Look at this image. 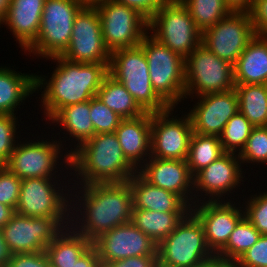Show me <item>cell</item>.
<instances>
[{
	"label": "cell",
	"mask_w": 267,
	"mask_h": 267,
	"mask_svg": "<svg viewBox=\"0 0 267 267\" xmlns=\"http://www.w3.org/2000/svg\"><path fill=\"white\" fill-rule=\"evenodd\" d=\"M69 182L71 181H68V189H74L75 193H70L75 198H70L73 203H70L69 226L91 242L101 234L132 220V193L128 181L93 183L79 187H70ZM77 188L80 190L75 191Z\"/></svg>",
	"instance_id": "obj_1"
},
{
	"label": "cell",
	"mask_w": 267,
	"mask_h": 267,
	"mask_svg": "<svg viewBox=\"0 0 267 267\" xmlns=\"http://www.w3.org/2000/svg\"><path fill=\"white\" fill-rule=\"evenodd\" d=\"M47 59L54 60L58 65L50 79L36 75L35 89H44L41 105L45 119L49 121L60 109L91 100L108 75L109 63H76L62 56Z\"/></svg>",
	"instance_id": "obj_2"
},
{
	"label": "cell",
	"mask_w": 267,
	"mask_h": 267,
	"mask_svg": "<svg viewBox=\"0 0 267 267\" xmlns=\"http://www.w3.org/2000/svg\"><path fill=\"white\" fill-rule=\"evenodd\" d=\"M72 169L75 178L81 179L71 183L74 186L126 182L137 172L125 158L115 133L95 134L75 148L70 154Z\"/></svg>",
	"instance_id": "obj_3"
},
{
	"label": "cell",
	"mask_w": 267,
	"mask_h": 267,
	"mask_svg": "<svg viewBox=\"0 0 267 267\" xmlns=\"http://www.w3.org/2000/svg\"><path fill=\"white\" fill-rule=\"evenodd\" d=\"M108 74L124 85L145 112H162L169 108L152 87L148 61L140 45L113 51Z\"/></svg>",
	"instance_id": "obj_4"
},
{
	"label": "cell",
	"mask_w": 267,
	"mask_h": 267,
	"mask_svg": "<svg viewBox=\"0 0 267 267\" xmlns=\"http://www.w3.org/2000/svg\"><path fill=\"white\" fill-rule=\"evenodd\" d=\"M148 34L140 46L148 61L152 87L169 107L176 108L185 98V59Z\"/></svg>",
	"instance_id": "obj_5"
},
{
	"label": "cell",
	"mask_w": 267,
	"mask_h": 267,
	"mask_svg": "<svg viewBox=\"0 0 267 267\" xmlns=\"http://www.w3.org/2000/svg\"><path fill=\"white\" fill-rule=\"evenodd\" d=\"M85 5L82 0H46L39 34L24 53L46 60L61 56L69 46L75 17Z\"/></svg>",
	"instance_id": "obj_6"
},
{
	"label": "cell",
	"mask_w": 267,
	"mask_h": 267,
	"mask_svg": "<svg viewBox=\"0 0 267 267\" xmlns=\"http://www.w3.org/2000/svg\"><path fill=\"white\" fill-rule=\"evenodd\" d=\"M213 255L202 224L191 211L157 245L158 267H193Z\"/></svg>",
	"instance_id": "obj_7"
},
{
	"label": "cell",
	"mask_w": 267,
	"mask_h": 267,
	"mask_svg": "<svg viewBox=\"0 0 267 267\" xmlns=\"http://www.w3.org/2000/svg\"><path fill=\"white\" fill-rule=\"evenodd\" d=\"M148 30L184 59L202 43V32L180 0H167L148 20Z\"/></svg>",
	"instance_id": "obj_8"
},
{
	"label": "cell",
	"mask_w": 267,
	"mask_h": 267,
	"mask_svg": "<svg viewBox=\"0 0 267 267\" xmlns=\"http://www.w3.org/2000/svg\"><path fill=\"white\" fill-rule=\"evenodd\" d=\"M233 69L201 43L185 59V98L235 89Z\"/></svg>",
	"instance_id": "obj_9"
},
{
	"label": "cell",
	"mask_w": 267,
	"mask_h": 267,
	"mask_svg": "<svg viewBox=\"0 0 267 267\" xmlns=\"http://www.w3.org/2000/svg\"><path fill=\"white\" fill-rule=\"evenodd\" d=\"M101 22L106 49L113 51L139 46L148 31V20L134 8L111 1L92 3Z\"/></svg>",
	"instance_id": "obj_10"
},
{
	"label": "cell",
	"mask_w": 267,
	"mask_h": 267,
	"mask_svg": "<svg viewBox=\"0 0 267 267\" xmlns=\"http://www.w3.org/2000/svg\"><path fill=\"white\" fill-rule=\"evenodd\" d=\"M70 224V216L29 217L14 213L2 227L11 254L42 252Z\"/></svg>",
	"instance_id": "obj_11"
},
{
	"label": "cell",
	"mask_w": 267,
	"mask_h": 267,
	"mask_svg": "<svg viewBox=\"0 0 267 267\" xmlns=\"http://www.w3.org/2000/svg\"><path fill=\"white\" fill-rule=\"evenodd\" d=\"M57 140L53 139L50 142V140L44 141V139H41L39 141L37 139V141L29 140L30 143L23 142V144L18 142L3 166L11 173L17 175L21 180L27 178H53V176L58 179L61 177L57 174L58 171H56L58 170L57 168L61 171L58 166L64 163L65 168H70V153H60L64 151L63 145L65 144L62 143L63 140ZM57 160H62L63 163L61 161L58 164L59 162ZM55 174L57 175L55 176Z\"/></svg>",
	"instance_id": "obj_12"
},
{
	"label": "cell",
	"mask_w": 267,
	"mask_h": 267,
	"mask_svg": "<svg viewBox=\"0 0 267 267\" xmlns=\"http://www.w3.org/2000/svg\"><path fill=\"white\" fill-rule=\"evenodd\" d=\"M67 188L66 181L63 186L56 178L23 179L15 212L29 217L70 216L71 195Z\"/></svg>",
	"instance_id": "obj_13"
},
{
	"label": "cell",
	"mask_w": 267,
	"mask_h": 267,
	"mask_svg": "<svg viewBox=\"0 0 267 267\" xmlns=\"http://www.w3.org/2000/svg\"><path fill=\"white\" fill-rule=\"evenodd\" d=\"M255 35L249 13L232 11L202 33V44L234 65Z\"/></svg>",
	"instance_id": "obj_14"
},
{
	"label": "cell",
	"mask_w": 267,
	"mask_h": 267,
	"mask_svg": "<svg viewBox=\"0 0 267 267\" xmlns=\"http://www.w3.org/2000/svg\"><path fill=\"white\" fill-rule=\"evenodd\" d=\"M174 107L152 113L150 157L186 160L193 134L190 116H172ZM169 116H172L171 118ZM177 117V118H176Z\"/></svg>",
	"instance_id": "obj_15"
},
{
	"label": "cell",
	"mask_w": 267,
	"mask_h": 267,
	"mask_svg": "<svg viewBox=\"0 0 267 267\" xmlns=\"http://www.w3.org/2000/svg\"><path fill=\"white\" fill-rule=\"evenodd\" d=\"M76 63H109L111 53L106 49L99 13L93 4H86L76 15L70 43L61 55Z\"/></svg>",
	"instance_id": "obj_16"
},
{
	"label": "cell",
	"mask_w": 267,
	"mask_h": 267,
	"mask_svg": "<svg viewBox=\"0 0 267 267\" xmlns=\"http://www.w3.org/2000/svg\"><path fill=\"white\" fill-rule=\"evenodd\" d=\"M241 168V160L238 154L236 153L235 155V153L226 152L219 159L198 171L193 176V190H195L194 204L199 203V200L200 202L220 201V199L221 201H225V197L223 196L226 194L229 196V194L232 193L231 191L236 189L237 186L239 187L241 181H244L242 180L244 178L242 175L243 168ZM198 191L201 195L198 194ZM196 193L198 195H196ZM197 196H199L200 199Z\"/></svg>",
	"instance_id": "obj_17"
},
{
	"label": "cell",
	"mask_w": 267,
	"mask_h": 267,
	"mask_svg": "<svg viewBox=\"0 0 267 267\" xmlns=\"http://www.w3.org/2000/svg\"><path fill=\"white\" fill-rule=\"evenodd\" d=\"M101 265L136 256H157V244L131 221L101 234L93 241Z\"/></svg>",
	"instance_id": "obj_18"
},
{
	"label": "cell",
	"mask_w": 267,
	"mask_h": 267,
	"mask_svg": "<svg viewBox=\"0 0 267 267\" xmlns=\"http://www.w3.org/2000/svg\"><path fill=\"white\" fill-rule=\"evenodd\" d=\"M238 205L229 199L202 201L190 208L202 224L207 246L215 255L227 244L231 232L244 217V210Z\"/></svg>",
	"instance_id": "obj_19"
},
{
	"label": "cell",
	"mask_w": 267,
	"mask_h": 267,
	"mask_svg": "<svg viewBox=\"0 0 267 267\" xmlns=\"http://www.w3.org/2000/svg\"><path fill=\"white\" fill-rule=\"evenodd\" d=\"M198 98V102L188 112L193 132L219 137L228 120L239 112L235 89Z\"/></svg>",
	"instance_id": "obj_20"
},
{
	"label": "cell",
	"mask_w": 267,
	"mask_h": 267,
	"mask_svg": "<svg viewBox=\"0 0 267 267\" xmlns=\"http://www.w3.org/2000/svg\"><path fill=\"white\" fill-rule=\"evenodd\" d=\"M137 172L150 184L178 195L190 208L194 205L193 176L186 160L150 157Z\"/></svg>",
	"instance_id": "obj_21"
},
{
	"label": "cell",
	"mask_w": 267,
	"mask_h": 267,
	"mask_svg": "<svg viewBox=\"0 0 267 267\" xmlns=\"http://www.w3.org/2000/svg\"><path fill=\"white\" fill-rule=\"evenodd\" d=\"M152 113L122 119L115 130L127 161L138 170L150 158ZM148 157V158H147Z\"/></svg>",
	"instance_id": "obj_22"
},
{
	"label": "cell",
	"mask_w": 267,
	"mask_h": 267,
	"mask_svg": "<svg viewBox=\"0 0 267 267\" xmlns=\"http://www.w3.org/2000/svg\"><path fill=\"white\" fill-rule=\"evenodd\" d=\"M45 1L10 0L2 24L7 25L24 51L36 40L39 34Z\"/></svg>",
	"instance_id": "obj_23"
},
{
	"label": "cell",
	"mask_w": 267,
	"mask_h": 267,
	"mask_svg": "<svg viewBox=\"0 0 267 267\" xmlns=\"http://www.w3.org/2000/svg\"><path fill=\"white\" fill-rule=\"evenodd\" d=\"M133 209L158 212H189L190 207L176 194L147 182L138 172L129 180Z\"/></svg>",
	"instance_id": "obj_24"
},
{
	"label": "cell",
	"mask_w": 267,
	"mask_h": 267,
	"mask_svg": "<svg viewBox=\"0 0 267 267\" xmlns=\"http://www.w3.org/2000/svg\"><path fill=\"white\" fill-rule=\"evenodd\" d=\"M233 68L235 85L267 84V37L255 35Z\"/></svg>",
	"instance_id": "obj_25"
},
{
	"label": "cell",
	"mask_w": 267,
	"mask_h": 267,
	"mask_svg": "<svg viewBox=\"0 0 267 267\" xmlns=\"http://www.w3.org/2000/svg\"><path fill=\"white\" fill-rule=\"evenodd\" d=\"M36 74H22L0 66V114L16 115V108L32 95Z\"/></svg>",
	"instance_id": "obj_26"
},
{
	"label": "cell",
	"mask_w": 267,
	"mask_h": 267,
	"mask_svg": "<svg viewBox=\"0 0 267 267\" xmlns=\"http://www.w3.org/2000/svg\"><path fill=\"white\" fill-rule=\"evenodd\" d=\"M93 244L70 226L45 248L50 267H72L79 257Z\"/></svg>",
	"instance_id": "obj_27"
},
{
	"label": "cell",
	"mask_w": 267,
	"mask_h": 267,
	"mask_svg": "<svg viewBox=\"0 0 267 267\" xmlns=\"http://www.w3.org/2000/svg\"><path fill=\"white\" fill-rule=\"evenodd\" d=\"M90 100L68 105L60 109L50 120L52 123L60 124L65 129L69 137L75 139L73 143L78 142L74 145V149L71 147L70 154L75 150V147H79L82 143L94 136V127L90 117Z\"/></svg>",
	"instance_id": "obj_28"
},
{
	"label": "cell",
	"mask_w": 267,
	"mask_h": 267,
	"mask_svg": "<svg viewBox=\"0 0 267 267\" xmlns=\"http://www.w3.org/2000/svg\"><path fill=\"white\" fill-rule=\"evenodd\" d=\"M187 213L133 209L131 222L158 245Z\"/></svg>",
	"instance_id": "obj_29"
},
{
	"label": "cell",
	"mask_w": 267,
	"mask_h": 267,
	"mask_svg": "<svg viewBox=\"0 0 267 267\" xmlns=\"http://www.w3.org/2000/svg\"><path fill=\"white\" fill-rule=\"evenodd\" d=\"M96 96L122 119L135 118L145 113L124 85L109 74L103 80Z\"/></svg>",
	"instance_id": "obj_30"
},
{
	"label": "cell",
	"mask_w": 267,
	"mask_h": 267,
	"mask_svg": "<svg viewBox=\"0 0 267 267\" xmlns=\"http://www.w3.org/2000/svg\"><path fill=\"white\" fill-rule=\"evenodd\" d=\"M239 112L254 126H267V84L235 85Z\"/></svg>",
	"instance_id": "obj_31"
},
{
	"label": "cell",
	"mask_w": 267,
	"mask_h": 267,
	"mask_svg": "<svg viewBox=\"0 0 267 267\" xmlns=\"http://www.w3.org/2000/svg\"><path fill=\"white\" fill-rule=\"evenodd\" d=\"M225 153L218 136L201 135L193 132L186 159L191 175L194 176Z\"/></svg>",
	"instance_id": "obj_32"
},
{
	"label": "cell",
	"mask_w": 267,
	"mask_h": 267,
	"mask_svg": "<svg viewBox=\"0 0 267 267\" xmlns=\"http://www.w3.org/2000/svg\"><path fill=\"white\" fill-rule=\"evenodd\" d=\"M189 11L195 26L203 33L232 10L224 0H180Z\"/></svg>",
	"instance_id": "obj_33"
},
{
	"label": "cell",
	"mask_w": 267,
	"mask_h": 267,
	"mask_svg": "<svg viewBox=\"0 0 267 267\" xmlns=\"http://www.w3.org/2000/svg\"><path fill=\"white\" fill-rule=\"evenodd\" d=\"M260 236L259 231L244 216L231 232L227 244L216 255L236 262Z\"/></svg>",
	"instance_id": "obj_34"
},
{
	"label": "cell",
	"mask_w": 267,
	"mask_h": 267,
	"mask_svg": "<svg viewBox=\"0 0 267 267\" xmlns=\"http://www.w3.org/2000/svg\"><path fill=\"white\" fill-rule=\"evenodd\" d=\"M253 127L242 113L237 112L233 115L219 136L223 150L227 153L236 154L237 152L239 154L244 148Z\"/></svg>",
	"instance_id": "obj_35"
},
{
	"label": "cell",
	"mask_w": 267,
	"mask_h": 267,
	"mask_svg": "<svg viewBox=\"0 0 267 267\" xmlns=\"http://www.w3.org/2000/svg\"><path fill=\"white\" fill-rule=\"evenodd\" d=\"M241 163L267 164V126L253 127L251 134L241 152Z\"/></svg>",
	"instance_id": "obj_36"
},
{
	"label": "cell",
	"mask_w": 267,
	"mask_h": 267,
	"mask_svg": "<svg viewBox=\"0 0 267 267\" xmlns=\"http://www.w3.org/2000/svg\"><path fill=\"white\" fill-rule=\"evenodd\" d=\"M90 117L94 127V135L114 133L122 118L109 109L97 96L90 100Z\"/></svg>",
	"instance_id": "obj_37"
},
{
	"label": "cell",
	"mask_w": 267,
	"mask_h": 267,
	"mask_svg": "<svg viewBox=\"0 0 267 267\" xmlns=\"http://www.w3.org/2000/svg\"><path fill=\"white\" fill-rule=\"evenodd\" d=\"M17 121L16 115L0 114V165L9 159L18 143V140H15L19 137L16 131L19 126Z\"/></svg>",
	"instance_id": "obj_38"
},
{
	"label": "cell",
	"mask_w": 267,
	"mask_h": 267,
	"mask_svg": "<svg viewBox=\"0 0 267 267\" xmlns=\"http://www.w3.org/2000/svg\"><path fill=\"white\" fill-rule=\"evenodd\" d=\"M251 196L245 202L244 216L261 235H267V191Z\"/></svg>",
	"instance_id": "obj_39"
},
{
	"label": "cell",
	"mask_w": 267,
	"mask_h": 267,
	"mask_svg": "<svg viewBox=\"0 0 267 267\" xmlns=\"http://www.w3.org/2000/svg\"><path fill=\"white\" fill-rule=\"evenodd\" d=\"M22 180L0 165V203L16 209Z\"/></svg>",
	"instance_id": "obj_40"
},
{
	"label": "cell",
	"mask_w": 267,
	"mask_h": 267,
	"mask_svg": "<svg viewBox=\"0 0 267 267\" xmlns=\"http://www.w3.org/2000/svg\"><path fill=\"white\" fill-rule=\"evenodd\" d=\"M236 267H267V235H261L235 262Z\"/></svg>",
	"instance_id": "obj_41"
},
{
	"label": "cell",
	"mask_w": 267,
	"mask_h": 267,
	"mask_svg": "<svg viewBox=\"0 0 267 267\" xmlns=\"http://www.w3.org/2000/svg\"><path fill=\"white\" fill-rule=\"evenodd\" d=\"M6 267H50L44 251L11 254Z\"/></svg>",
	"instance_id": "obj_42"
},
{
	"label": "cell",
	"mask_w": 267,
	"mask_h": 267,
	"mask_svg": "<svg viewBox=\"0 0 267 267\" xmlns=\"http://www.w3.org/2000/svg\"><path fill=\"white\" fill-rule=\"evenodd\" d=\"M247 12L256 35L267 37V0H253Z\"/></svg>",
	"instance_id": "obj_43"
},
{
	"label": "cell",
	"mask_w": 267,
	"mask_h": 267,
	"mask_svg": "<svg viewBox=\"0 0 267 267\" xmlns=\"http://www.w3.org/2000/svg\"><path fill=\"white\" fill-rule=\"evenodd\" d=\"M134 8L149 20L167 0H111Z\"/></svg>",
	"instance_id": "obj_44"
},
{
	"label": "cell",
	"mask_w": 267,
	"mask_h": 267,
	"mask_svg": "<svg viewBox=\"0 0 267 267\" xmlns=\"http://www.w3.org/2000/svg\"><path fill=\"white\" fill-rule=\"evenodd\" d=\"M102 267H158L157 256H136L116 260Z\"/></svg>",
	"instance_id": "obj_45"
},
{
	"label": "cell",
	"mask_w": 267,
	"mask_h": 267,
	"mask_svg": "<svg viewBox=\"0 0 267 267\" xmlns=\"http://www.w3.org/2000/svg\"><path fill=\"white\" fill-rule=\"evenodd\" d=\"M72 267H102L96 247L92 244Z\"/></svg>",
	"instance_id": "obj_46"
},
{
	"label": "cell",
	"mask_w": 267,
	"mask_h": 267,
	"mask_svg": "<svg viewBox=\"0 0 267 267\" xmlns=\"http://www.w3.org/2000/svg\"><path fill=\"white\" fill-rule=\"evenodd\" d=\"M193 267H236V265L235 262L214 254L211 258Z\"/></svg>",
	"instance_id": "obj_47"
},
{
	"label": "cell",
	"mask_w": 267,
	"mask_h": 267,
	"mask_svg": "<svg viewBox=\"0 0 267 267\" xmlns=\"http://www.w3.org/2000/svg\"><path fill=\"white\" fill-rule=\"evenodd\" d=\"M232 11H248L253 0H224Z\"/></svg>",
	"instance_id": "obj_48"
},
{
	"label": "cell",
	"mask_w": 267,
	"mask_h": 267,
	"mask_svg": "<svg viewBox=\"0 0 267 267\" xmlns=\"http://www.w3.org/2000/svg\"><path fill=\"white\" fill-rule=\"evenodd\" d=\"M10 257L11 253L4 240L2 228H0V267H6Z\"/></svg>",
	"instance_id": "obj_49"
},
{
	"label": "cell",
	"mask_w": 267,
	"mask_h": 267,
	"mask_svg": "<svg viewBox=\"0 0 267 267\" xmlns=\"http://www.w3.org/2000/svg\"><path fill=\"white\" fill-rule=\"evenodd\" d=\"M14 213L15 210L12 207L0 203V228L9 222Z\"/></svg>",
	"instance_id": "obj_50"
},
{
	"label": "cell",
	"mask_w": 267,
	"mask_h": 267,
	"mask_svg": "<svg viewBox=\"0 0 267 267\" xmlns=\"http://www.w3.org/2000/svg\"><path fill=\"white\" fill-rule=\"evenodd\" d=\"M10 0H0V26L3 22L7 9L9 7Z\"/></svg>",
	"instance_id": "obj_51"
},
{
	"label": "cell",
	"mask_w": 267,
	"mask_h": 267,
	"mask_svg": "<svg viewBox=\"0 0 267 267\" xmlns=\"http://www.w3.org/2000/svg\"><path fill=\"white\" fill-rule=\"evenodd\" d=\"M95 1H97V0H86V4H92V3H94Z\"/></svg>",
	"instance_id": "obj_52"
}]
</instances>
